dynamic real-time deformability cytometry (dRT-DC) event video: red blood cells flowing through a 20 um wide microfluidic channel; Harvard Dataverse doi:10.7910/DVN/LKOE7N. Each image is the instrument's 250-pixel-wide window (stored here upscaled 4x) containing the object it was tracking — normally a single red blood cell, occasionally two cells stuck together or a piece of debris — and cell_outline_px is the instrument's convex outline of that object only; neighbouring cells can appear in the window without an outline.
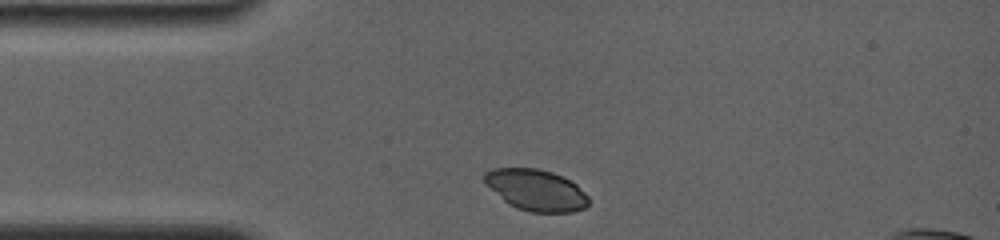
{"species": "common noctule bat (a hibernating species)", "species_latin": "Nyctalus noctula", "temperature_condition": "room temperature", "stored_images_in_passage": 55, "camera_frame_rate_fps": 4000, "um_per_image_px": 0.085, "animal": {"sex": "female", "body_mass_g": 19.0, "forearm_length_mm": 56.7}, "frame": {"image": 1, "passage_image": 1, "time_ms": 0.0, "image_size_px": [1000, 240], "cell_outline_px": [[588, 204], [584, 208], [572, 212], [532, 212], [516, 208], [508, 204], [484, 184], [484, 172], [492, 168], [536, 168], [552, 172], [576, 184], [588, 196]], "centroid_in_image_um": [45.52, 16.15], "position_along_channel_um": 39.5, "area_um2": 25.03}}
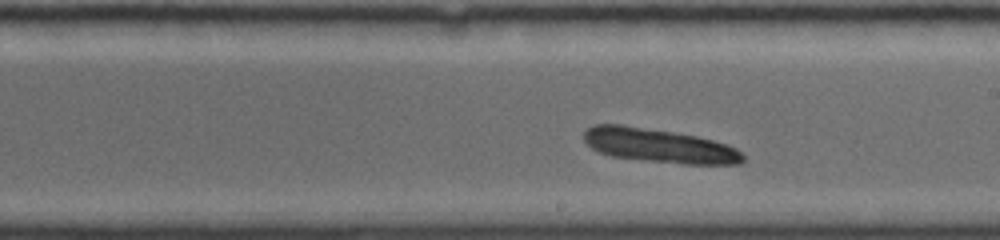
{"frame": {"image": 2, "passage_image": 30, "time_ms": 5.75, "image_size_px": [1000, 240], "cell_outline_px": [[744, 160], [740, 164], [684, 164], [612, 156], [600, 152], [592, 148], [584, 140], [584, 132], [588, 128], [596, 124], [620, 124], [676, 132], [696, 136], [728, 144], [736, 148], [744, 156]], "centroid_in_image_um": [56.05, 12.37], "position_along_channel_um": 233.0, "area_um2": 31.33}}
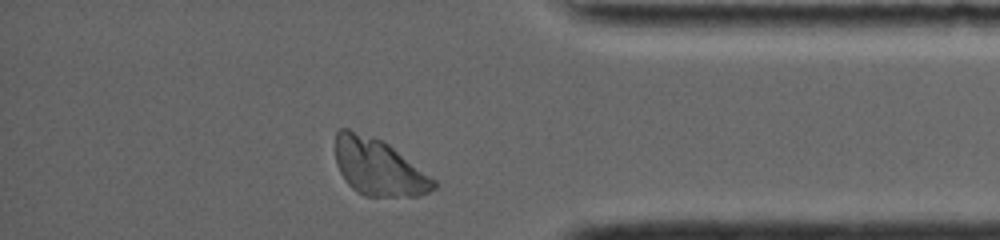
{"frame": {"image": 3, "passage_image": 52, "time_ms": 10.5, "image_size_px": [1000, 240], "cell_outline_px": [[436, 188], [420, 196], [364, 196], [356, 192], [344, 180], [336, 164], [336, 132], [340, 128], [348, 128], [380, 140], [388, 144], [436, 180]], "centroid_in_image_um": [32.15, 14.23], "position_along_channel_um": 403.0, "area_um2": 32.25}}